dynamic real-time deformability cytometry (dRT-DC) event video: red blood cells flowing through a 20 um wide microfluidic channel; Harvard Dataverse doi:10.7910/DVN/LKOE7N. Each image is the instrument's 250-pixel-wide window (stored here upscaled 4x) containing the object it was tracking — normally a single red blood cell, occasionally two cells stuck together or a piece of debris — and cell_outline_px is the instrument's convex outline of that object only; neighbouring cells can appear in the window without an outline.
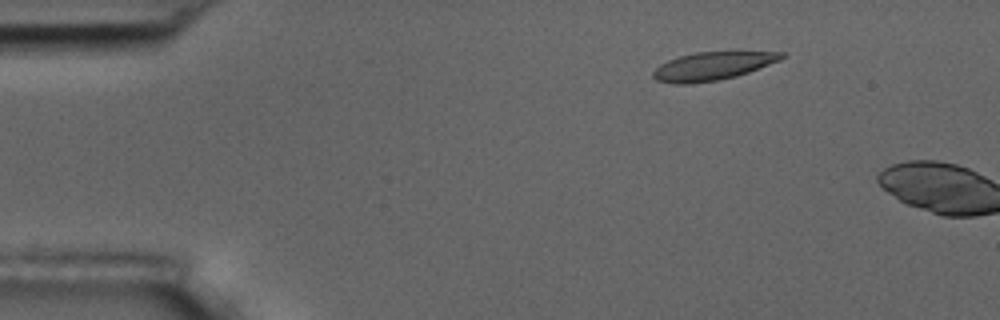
{"species": "common noctule bat (a hibernating species)", "species_latin": "Nyctalus noctula", "temperature_condition": "room temperature", "stored_images_in_passage": 3, "camera_frame_rate_fps": 3000, "um_per_image_px": 0.085, "animal": {"sex": "male", "body_mass_g": 17.5, "forearm_length_mm": 52.3}, "frame": {"image": 1, "passage_image": 2, "time_ms": 2.0, "image_size_px": [1000, 320], "cell_outline_px": [[784, 56], [780, 60], [748, 72], [736, 76], [716, 80], [688, 84], [672, 84], [656, 80], [652, 76], [652, 72], [660, 64], [668, 60], [680, 56], [696, 52], [740, 48], [784, 52]], "centroid_in_image_um": [60.65, 5.55], "position_along_channel_um": 24.4, "area_um2": 22.08}}